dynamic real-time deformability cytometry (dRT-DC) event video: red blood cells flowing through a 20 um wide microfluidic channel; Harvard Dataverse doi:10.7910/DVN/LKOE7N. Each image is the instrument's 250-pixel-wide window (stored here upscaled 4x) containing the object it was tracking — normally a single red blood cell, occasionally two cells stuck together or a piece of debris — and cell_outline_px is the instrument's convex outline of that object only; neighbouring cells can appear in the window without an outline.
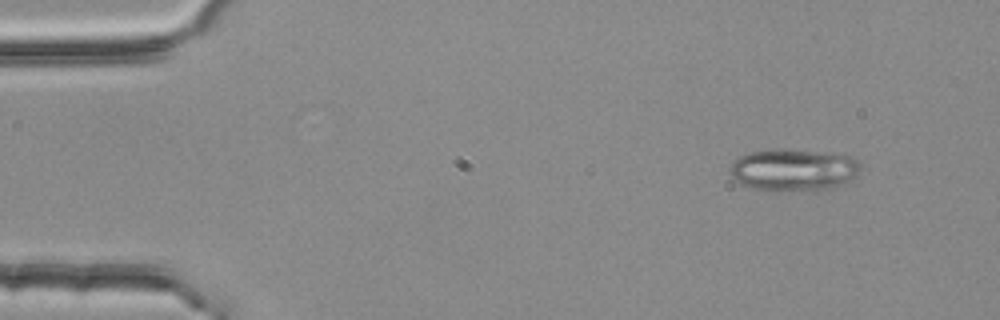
{"species": "common noctule bat (a hibernating species)", "species_latin": "Nyctalus noctula", "temperature_condition": "room temperature", "stored_images_in_passage": 2, "camera_frame_rate_fps": 3000, "um_per_image_px": 0.085, "animal": {"sex": "female", "body_mass_g": 25.1}, "frame": {"image": 1, "passage_image": 1, "time_ms": 0.0, "image_size_px": [1000, 320], "cell_outline_px": [[860, 168], [856, 176], [844, 184], [828, 188], [756, 188], [744, 184], [736, 180], [732, 176], [728, 168], [732, 160], [748, 152], [816, 152], [848, 156], [856, 160], [860, 164]], "centroid_in_image_um": [67.44, 14.43], "position_along_channel_um": 17.6, "area_um2": 29.77}}